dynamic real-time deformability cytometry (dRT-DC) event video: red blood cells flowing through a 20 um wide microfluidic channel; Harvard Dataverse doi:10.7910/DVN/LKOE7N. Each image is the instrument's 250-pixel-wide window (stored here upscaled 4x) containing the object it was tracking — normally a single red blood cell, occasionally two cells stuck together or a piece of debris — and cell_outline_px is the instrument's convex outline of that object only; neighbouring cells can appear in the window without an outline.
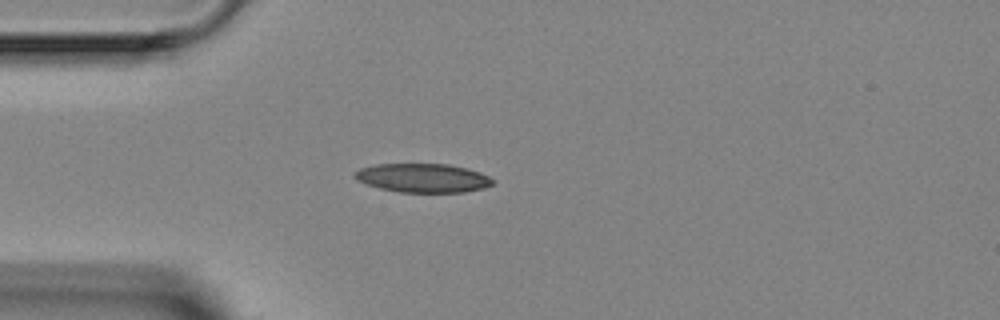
{"species": "Egyptian fruit bat (a non-hibernating species)", "species_latin": "Rousettus aegyptiacus", "temperature_condition": "room temperature", "stored_images_in_passage": 1, "camera_frame_rate_fps": 3000, "um_per_image_px": 0.085, "animal": {"sex": "female"}, "frame": {"image": 1, "passage_image": 1, "time_ms": 0.0, "image_size_px": [1000, 320], "cell_outline_px": [[492, 184], [484, 188], [464, 192], [400, 192], [380, 188], [356, 180], [352, 176], [360, 168], [372, 164], [448, 164], [468, 168], [480, 172], [488, 176], [492, 180]], "centroid_in_image_um": [35.92, 15.12], "position_along_channel_um": 49.1, "area_um2": 23.18}}